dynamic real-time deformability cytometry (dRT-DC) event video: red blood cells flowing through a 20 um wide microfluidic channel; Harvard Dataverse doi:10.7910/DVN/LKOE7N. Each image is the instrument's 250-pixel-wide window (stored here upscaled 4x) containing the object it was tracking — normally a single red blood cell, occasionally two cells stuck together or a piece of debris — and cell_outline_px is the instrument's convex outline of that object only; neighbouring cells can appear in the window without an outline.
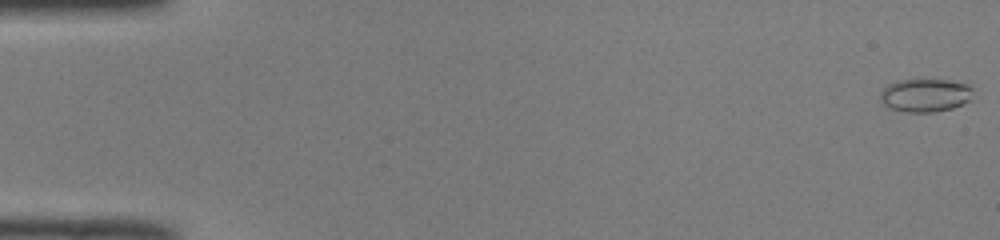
{"species": "common noctule bat (a hibernating species)", "species_latin": "Nyctalus noctula", "temperature_condition": "room temperature", "stored_images_in_passage": 41, "camera_frame_rate_fps": 3000, "um_per_image_px": 0.085, "animal": {"sex": "male", "body_mass_g": 19.0, "forearm_length_mm": 50.8}, "frame": {"image": 1, "passage_image": 1, "time_ms": 0.0, "image_size_px": [1000, 240], "cell_outline_px": [[972, 100], [952, 108], [932, 112], [908, 112], [892, 108], [884, 104], [880, 100], [880, 92], [888, 84], [900, 80], [948, 80], [968, 84], [972, 88]], "centroid_in_image_um": [78.67, 8.09], "position_along_channel_um": 6.3, "area_um2": 17.86}}
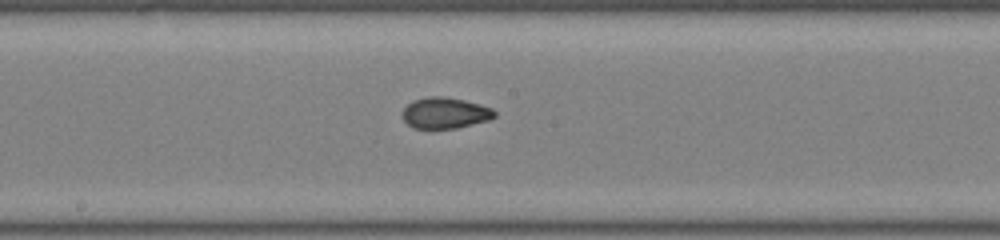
{"frame": {"image": 2, "passage_image": 28, "time_ms": 9.0, "image_size_px": [1000, 240], "cell_outline_px": [[496, 116], [488, 120], [456, 128], [412, 128], [404, 120], [404, 108], [412, 100], [428, 96], [444, 96], [464, 100], [480, 104], [492, 108], [496, 112]], "centroid_in_image_um": [37.84, 9.59], "position_along_channel_um": 210.4, "area_um2": 16.59}}
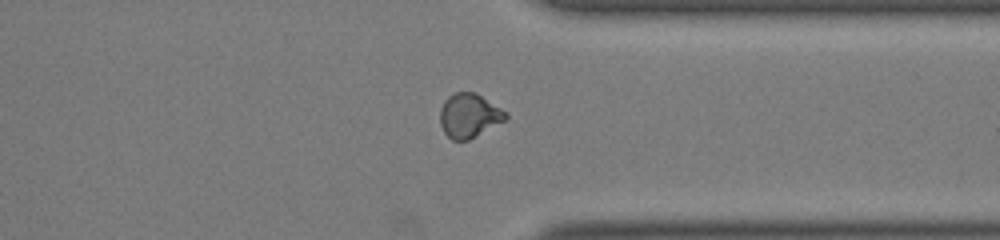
{"frame": {"image": 3, "passage_image": 40, "time_ms": 13.0, "image_size_px": [1000, 240], "cell_outline_px": [[508, 116], [504, 120], [468, 140], [452, 140], [444, 132], [440, 124], [440, 108], [444, 100], [448, 96], [456, 92], [476, 92], [508, 112]], "centroid_in_image_um": [39.86, 9.8], "position_along_channel_um": 371.5, "area_um2": 16.82}}